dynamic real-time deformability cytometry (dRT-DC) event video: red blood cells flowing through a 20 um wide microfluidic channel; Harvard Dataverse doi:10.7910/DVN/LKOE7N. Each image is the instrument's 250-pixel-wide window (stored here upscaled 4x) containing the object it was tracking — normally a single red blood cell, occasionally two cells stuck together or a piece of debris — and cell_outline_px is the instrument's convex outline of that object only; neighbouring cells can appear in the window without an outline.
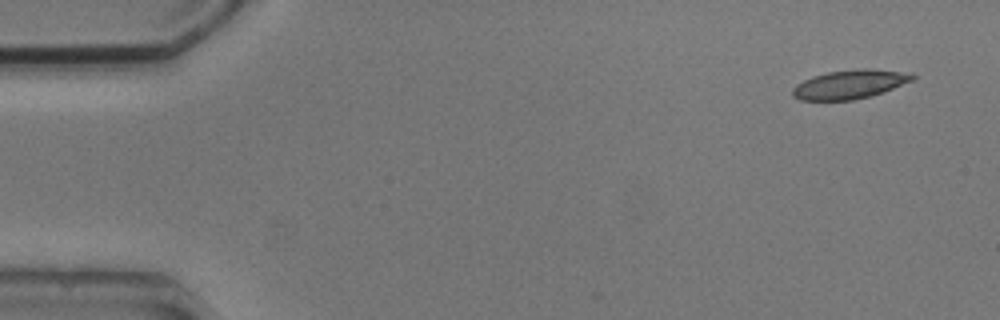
{"species": "common noctule bat (a hibernating species)", "species_latin": "Nyctalus noctula", "temperature_condition": "cold", "stored_images_in_passage": 6, "camera_frame_rate_fps": 3000, "um_per_image_px": 0.085, "animal": {"sex": "male", "body_mass_g": 20.5, "forearm_length_mm": 52.5}, "frame": {"image": 1, "passage_image": 1, "time_ms": 0.0, "image_size_px": [1000, 320], "cell_outline_px": [[916, 76], [912, 80], [884, 92], [872, 96], [852, 100], [800, 100], [792, 96], [792, 88], [796, 84], [812, 76], [828, 72], [864, 68], [868, 68], [912, 72]], "centroid_in_image_um": [72.25, 7.16], "position_along_channel_um": 12.8, "area_um2": 20.35}}
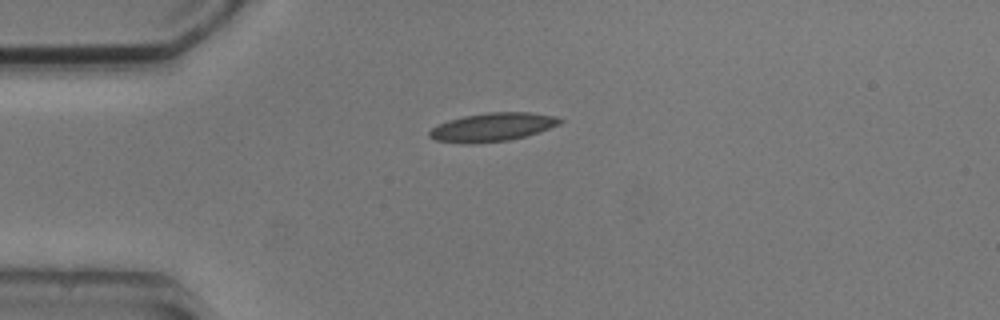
{"frame": {"image": 2, "passage_image": 4, "time_ms": 3.333, "image_size_px": [1000, 320], "cell_outline_px": [[564, 120], [560, 124], [524, 136], [508, 140], [472, 144], [460, 144], [436, 140], [428, 136], [428, 132], [432, 128], [448, 120], [464, 116], [488, 112], [532, 112], [556, 116]], "centroid_in_image_um": [41.83, 10.8], "position_along_channel_um": 43.2, "area_um2": 21.62}}